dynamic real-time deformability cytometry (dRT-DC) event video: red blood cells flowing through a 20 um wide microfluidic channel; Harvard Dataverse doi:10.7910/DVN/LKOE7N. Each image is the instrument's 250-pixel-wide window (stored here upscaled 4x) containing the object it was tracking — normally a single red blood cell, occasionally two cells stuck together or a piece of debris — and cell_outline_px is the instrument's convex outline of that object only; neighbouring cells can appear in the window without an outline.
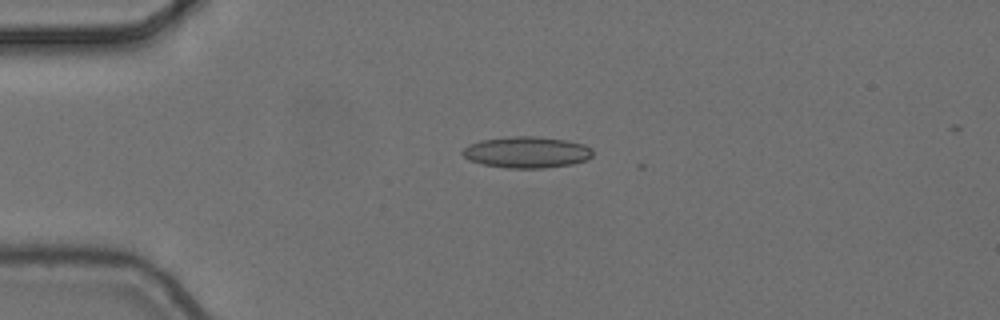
{"species": "common noctule bat (a hibernating species)", "species_latin": "Nyctalus noctula", "temperature_condition": "cold", "stored_images_in_passage": 4, "camera_frame_rate_fps": 3000, "um_per_image_px": 0.085, "animal": {"sex": "female", "body_mass_g": 24.6, "forearm_length_mm": 56.2}, "frame": {"image": 1, "passage_image": 3, "time_ms": 0.667, "image_size_px": [1000, 320], "cell_outline_px": [[592, 156], [588, 160], [572, 164], [544, 168], [508, 168], [484, 164], [468, 160], [460, 152], [468, 144], [480, 140], [512, 136], [536, 136], [568, 140], [584, 144], [592, 148]], "centroid_in_image_um": [44.78, 12.93], "position_along_channel_um": 40.2, "area_um2": 23.99}}